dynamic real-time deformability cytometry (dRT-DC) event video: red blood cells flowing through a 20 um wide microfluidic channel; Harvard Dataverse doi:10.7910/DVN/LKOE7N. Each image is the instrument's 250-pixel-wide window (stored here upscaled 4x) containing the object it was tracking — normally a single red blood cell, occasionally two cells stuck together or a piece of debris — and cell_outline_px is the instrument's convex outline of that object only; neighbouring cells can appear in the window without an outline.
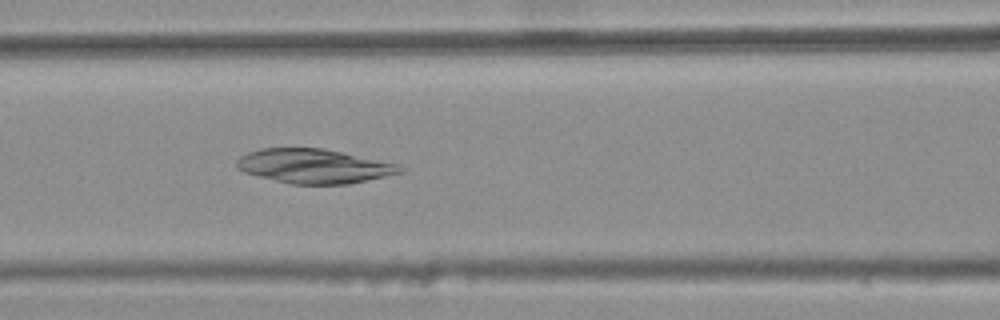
{"species": "common noctule bat (a hibernating species)", "species_latin": "Nyctalus noctula", "temperature_condition": "warm", "stored_images_in_passage": 36, "camera_frame_rate_fps": 3000, "um_per_image_px": 0.085, "animal": {"sex": "female", "body_mass_g": 25.1}, "frame": {"image": 1, "passage_image": 11, "time_ms": 3.333, "image_size_px": [1000, 320], "cell_outline_px": [[404, 172], [348, 184], [292, 184], [244, 172], [236, 168], [236, 160], [240, 156], [248, 152], [260, 148], [324, 148], [396, 164], [404, 168]], "centroid_in_image_um": [26.66, 14.11], "position_along_channel_um": 139.9, "area_um2": 32.37}}
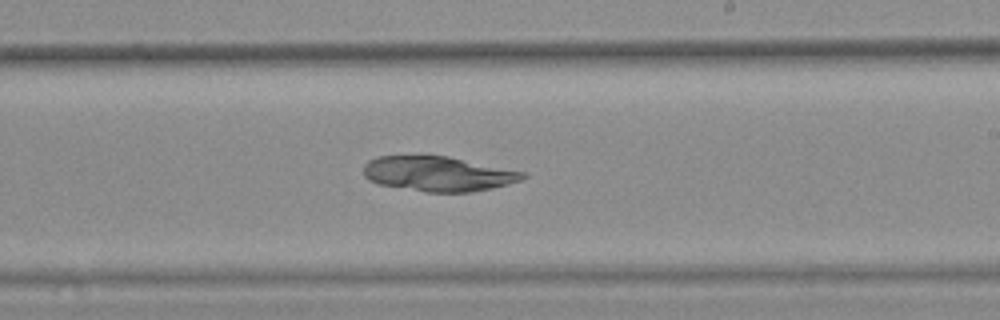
{"frame": {"image": 2, "passage_image": 20, "time_ms": 6.333, "image_size_px": [1000, 320], "cell_outline_px": [[528, 176], [520, 180], [508, 184], [492, 188], [472, 192], [424, 192], [380, 184], [368, 180], [364, 176], [364, 164], [368, 160], [376, 156], [448, 156], [524, 172]], "centroid_in_image_um": [37.22, 14.78], "position_along_channel_um": 251.8, "area_um2": 32.25}}
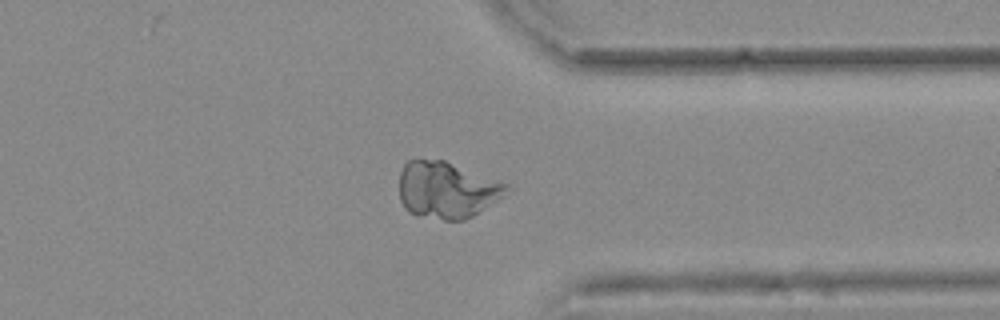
{"frame": {"image": 3, "passage_image": 30, "time_ms": 9.667, "image_size_px": [1000, 320], "cell_outline_px": [[508, 188], [504, 196], [472, 216], [464, 220], [444, 220], [408, 212], [404, 208], [400, 200], [400, 172], [404, 164], [408, 160], [444, 160], [508, 184]], "centroid_in_image_um": [37.96, 16.14], "position_along_channel_um": 373.4, "area_um2": 35.03}}